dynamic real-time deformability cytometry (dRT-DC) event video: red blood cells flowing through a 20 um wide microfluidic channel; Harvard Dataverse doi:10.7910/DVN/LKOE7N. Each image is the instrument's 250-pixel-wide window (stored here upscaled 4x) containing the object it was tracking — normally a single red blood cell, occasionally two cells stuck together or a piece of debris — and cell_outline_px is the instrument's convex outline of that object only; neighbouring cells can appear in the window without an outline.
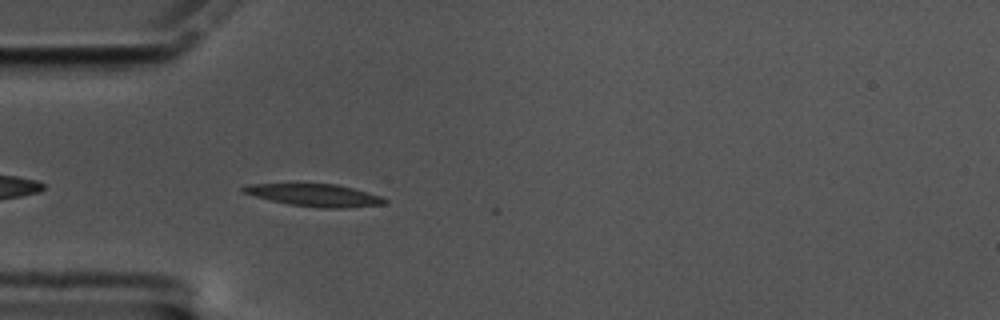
{"species": "common noctule bat (a hibernating species)", "species_latin": "Nyctalus noctula", "temperature_condition": "cold", "stored_images_in_passage": 3, "camera_frame_rate_fps": 3000, "um_per_image_px": 0.085, "animal": {"sex": "male", "body_mass_g": 17.5, "forearm_length_mm": 52.3}, "frame": {"image": 1, "passage_image": 2, "time_ms": 0.333, "image_size_px": [1000, 320], "cell_outline_px": [[388, 200], [384, 204], [344, 208], [320, 208], [288, 204], [256, 196], [244, 192], [240, 188], [248, 184], [336, 184], [352, 188], [380, 196]], "centroid_in_image_um": [26.76, 16.59], "position_along_channel_um": 58.2, "area_um2": 18.09}}